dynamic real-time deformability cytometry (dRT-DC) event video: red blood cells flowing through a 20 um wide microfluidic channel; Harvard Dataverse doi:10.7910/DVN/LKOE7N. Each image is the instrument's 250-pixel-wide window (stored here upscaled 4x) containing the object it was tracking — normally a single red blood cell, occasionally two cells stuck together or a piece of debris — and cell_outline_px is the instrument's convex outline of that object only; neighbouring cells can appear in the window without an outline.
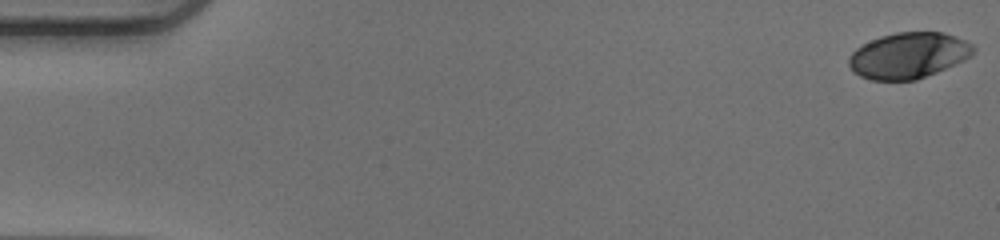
{"species": "human", "species_latin": "Homo sapiens", "temperature_condition": "warm", "stored_images_in_passage": 52, "camera_frame_rate_fps": 3000, "um_per_image_px": 0.085, "donor": {"sex": "male"}, "frame": {"image": 1, "passage_image": 1, "time_ms": 0.0, "image_size_px": [1000, 240], "cell_outline_px": [[976, 52], [972, 56], [964, 60], [936, 72], [916, 80], [872, 80], [860, 76], [852, 72], [848, 64], [848, 56], [856, 48], [880, 36], [896, 32], [944, 32], [956, 36], [972, 44], [976, 48]], "centroid_in_image_um": [77.22, 4.71], "position_along_channel_um": 7.8, "area_um2": 33.47}}
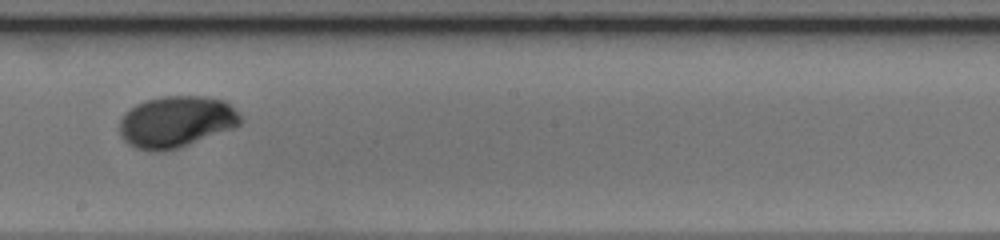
{"frame": {"image": 2, "passage_image": 30, "time_ms": 9.667, "image_size_px": [1000, 240], "cell_outline_px": [[240, 124], [232, 128], [188, 144], [176, 148], [156, 152], [136, 148], [128, 144], [120, 136], [120, 120], [124, 112], [136, 104], [144, 100], [160, 96], [204, 96], [224, 100], [240, 116]], "centroid_in_image_um": [14.91, 10.33], "position_along_channel_um": 233.3, "area_um2": 35.95}}
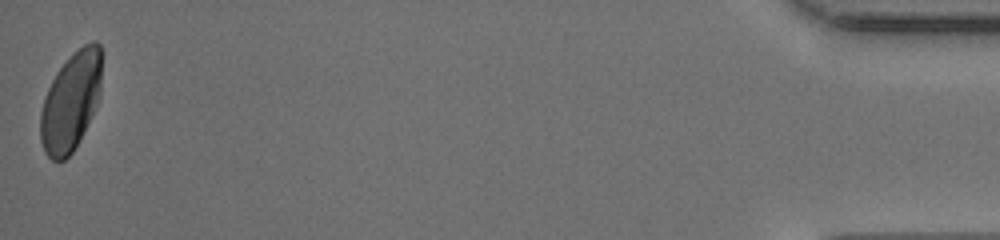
{"frame": {"image": 3, "passage_image": 52, "time_ms": 17.0, "image_size_px": [1000, 240], "cell_outline_px": [[100, 96], [96, 108], [72, 152], [64, 160], [52, 160], [44, 152], [40, 140], [40, 112], [44, 96], [56, 72], [84, 44], [92, 40], [96, 40], [100, 44]], "centroid_in_image_um": [6.0, 8.66], "position_along_channel_um": 429.2, "area_um2": 34.8}, "authors_computed_cell_mechanics": {"area_um2": 34.9979, "velocity_mm_per_s": 3.9599, "shape_relaxation_time_tau1_ms": 3.1343, "shape_relaxation_time_tau2_ms": null, "deformation_change_tau1": 0.1651, "deformation_change_tau2": null}}